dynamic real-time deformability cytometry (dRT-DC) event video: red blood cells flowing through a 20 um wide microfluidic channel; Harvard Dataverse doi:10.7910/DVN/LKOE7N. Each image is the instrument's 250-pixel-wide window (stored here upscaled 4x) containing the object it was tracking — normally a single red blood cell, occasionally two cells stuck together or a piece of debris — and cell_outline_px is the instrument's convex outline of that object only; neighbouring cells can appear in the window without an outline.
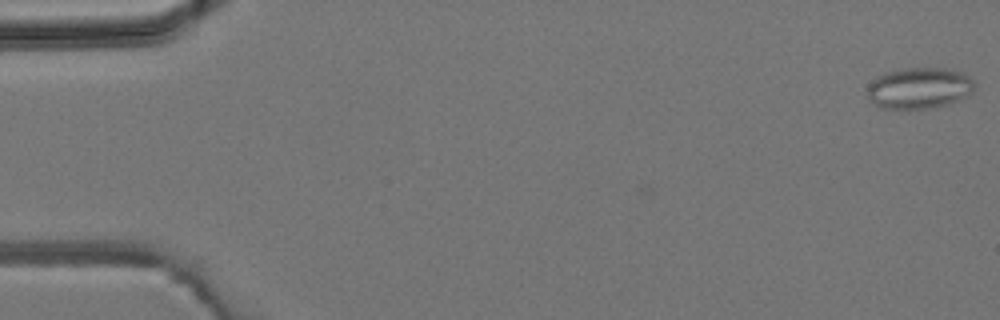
{"species": "common noctule bat (a hibernating species)", "species_latin": "Nyctalus noctula", "temperature_condition": "room temperature", "stored_images_in_passage": 5, "camera_frame_rate_fps": 3000, "um_per_image_px": 0.085, "animal": {"sex": "male", "body_mass_g": 19.2, "forearm_length_mm": 51.8}, "frame": {"image": 1, "passage_image": 1, "time_ms": 0.0, "image_size_px": [1000, 320], "cell_outline_px": [[976, 84], [972, 92], [968, 96], [960, 100], [948, 104], [932, 108], [880, 108], [872, 104], [868, 100], [868, 84], [876, 76], [884, 72], [904, 68], [944, 68], [964, 72]], "centroid_in_image_um": [78.12, 7.48], "position_along_channel_um": 6.9, "area_um2": 26.13}}